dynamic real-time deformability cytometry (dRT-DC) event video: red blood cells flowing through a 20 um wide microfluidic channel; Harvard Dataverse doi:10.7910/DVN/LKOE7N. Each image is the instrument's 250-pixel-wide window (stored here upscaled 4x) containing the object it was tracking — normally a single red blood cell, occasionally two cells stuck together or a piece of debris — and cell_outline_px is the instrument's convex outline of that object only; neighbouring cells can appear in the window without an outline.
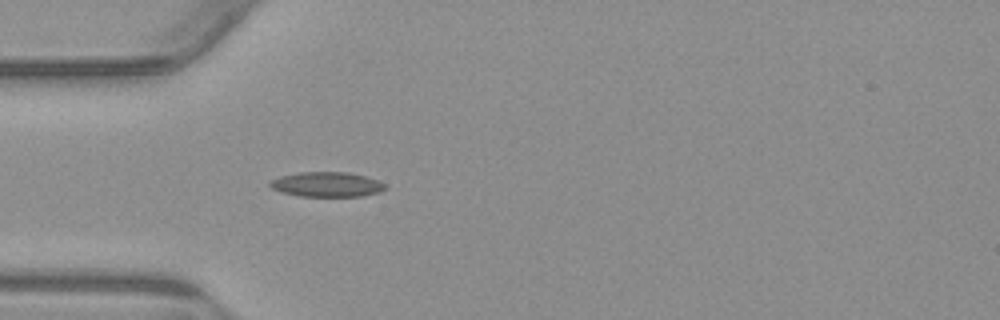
{"species": "common noctule bat (a hibernating species)", "species_latin": "Nyctalus noctula", "temperature_condition": "warm", "stored_images_in_passage": 39, "camera_frame_rate_fps": 3000, "um_per_image_px": 0.085, "animal": {"sex": "male", "body_mass_g": 23.1, "forearm_length_mm": 52.7}, "frame": {"image": 1, "passage_image": 1, "time_ms": 0.0, "image_size_px": [1000, 320], "cell_outline_px": [[388, 188], [380, 192], [360, 196], [300, 196], [284, 192], [272, 188], [268, 184], [272, 180], [280, 176], [300, 172], [348, 172], [364, 176], [376, 180], [384, 184]], "centroid_in_image_um": [27.79, 15.67], "position_along_channel_um": 57.2, "area_um2": 16.47}}
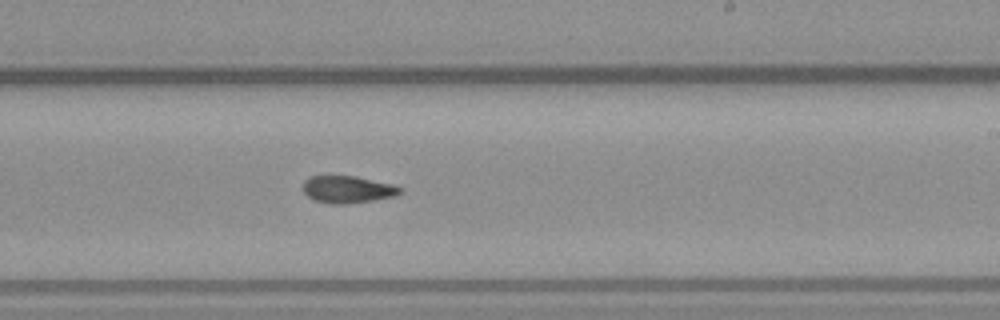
{"frame": {"image": 2, "passage_image": 17, "time_ms": 5.333, "image_size_px": [1000, 320], "cell_outline_px": [[404, 192], [396, 196], [372, 200], [344, 204], [332, 204], [312, 200], [304, 192], [304, 180], [312, 176], [352, 176], [392, 184], [404, 188]], "centroid_in_image_um": [29.58, 16.11], "position_along_channel_um": 259.4, "area_um2": 15.32}}
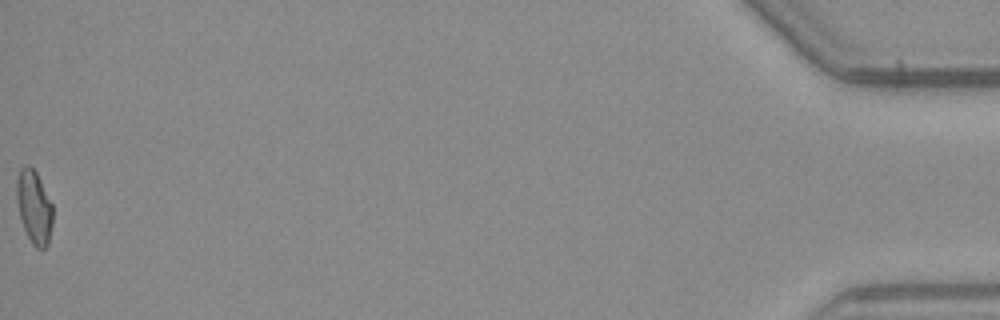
{"frame": {"image": 3, "passage_image": 39, "time_ms": 12.667, "image_size_px": [1000, 320], "cell_outline_px": [[52, 224], [48, 244], [44, 248], [36, 248], [32, 244], [24, 228], [20, 216], [16, 200], [16, 180], [20, 168], [24, 164], [28, 164], [36, 172], [52, 204]], "centroid_in_image_um": [2.88, 17.57], "position_along_channel_um": 432.3, "area_um2": 15.37}, "authors_computed_cell_mechanics": {"area_um2": 15.3748, "velocity_mm_per_s": 3.8513, "shape_relaxation_time_tau1_ms": null, "shape_relaxation_time_tau2_ms": 5.608, "deformation_change_tau1": null, "deformation_change_tau2": 0.1192}}